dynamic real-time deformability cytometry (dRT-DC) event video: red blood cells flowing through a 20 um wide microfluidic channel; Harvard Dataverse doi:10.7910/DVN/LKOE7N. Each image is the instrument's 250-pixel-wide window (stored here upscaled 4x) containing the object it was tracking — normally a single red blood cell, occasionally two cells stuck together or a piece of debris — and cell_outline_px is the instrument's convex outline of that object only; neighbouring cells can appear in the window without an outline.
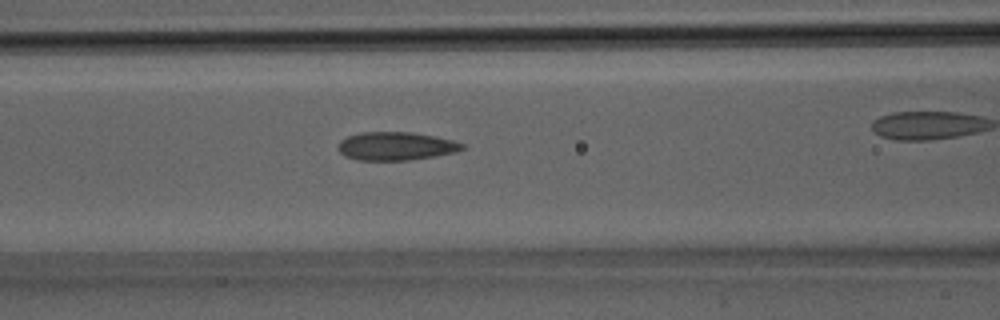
{"species": "Egyptian fruit bat (a non-hibernating species)", "species_latin": "Rousettus aegyptiacus", "temperature_condition": "room temperature", "stored_images_in_passage": 23, "camera_frame_rate_fps": 3000, "um_per_image_px": 0.085, "animal": {"sex": "male"}, "frame": {"image": 1, "passage_image": 10, "time_ms": 3.0, "image_size_px": [1000, 320], "cell_outline_px": [[464, 148], [456, 152], [408, 160], [356, 160], [344, 156], [336, 148], [340, 140], [348, 136], [360, 132], [412, 132], [436, 136], [452, 140], [464, 144]], "centroid_in_image_um": [33.61, 12.41], "position_along_channel_um": 133.0, "area_um2": 20.52}}